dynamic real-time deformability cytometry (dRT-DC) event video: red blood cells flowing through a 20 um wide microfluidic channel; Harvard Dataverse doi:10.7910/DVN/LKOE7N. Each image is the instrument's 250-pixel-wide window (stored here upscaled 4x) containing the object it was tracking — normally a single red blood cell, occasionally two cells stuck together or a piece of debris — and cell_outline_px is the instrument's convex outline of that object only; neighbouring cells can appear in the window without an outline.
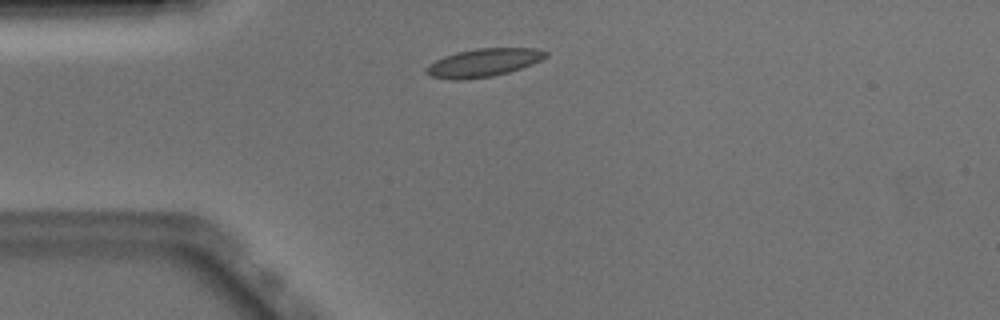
{"species": "Egyptian fruit bat (a non-hibernating species)", "species_latin": "Rousettus aegyptiacus", "temperature_condition": "warm", "stored_images_in_passage": 43, "camera_frame_rate_fps": 3000, "um_per_image_px": 0.085, "animal": {"sex": "male"}, "frame": {"image": 1, "passage_image": 4, "time_ms": 1.0, "image_size_px": [1000, 320], "cell_outline_px": [[548, 56], [532, 64], [508, 72], [492, 76], [432, 76], [424, 72], [424, 68], [436, 60], [444, 56], [456, 52], [476, 48], [536, 48], [548, 52]], "centroid_in_image_um": [41.19, 5.25], "position_along_channel_um": 43.8, "area_um2": 18.55}}
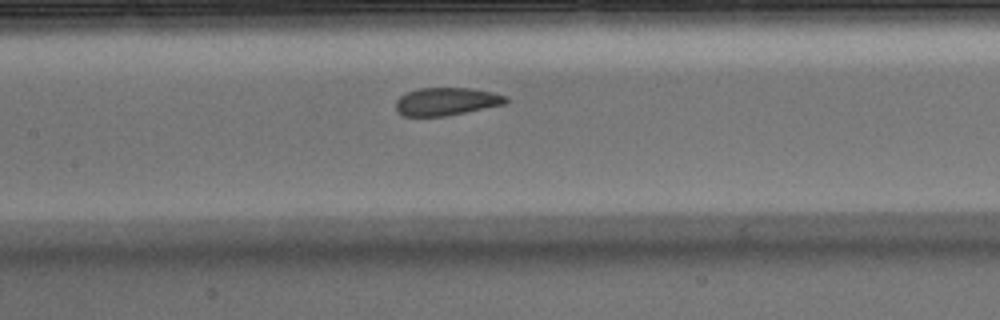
{"frame": {"image": 2, "passage_image": 15, "time_ms": 4.667, "image_size_px": [1000, 320], "cell_outline_px": [[508, 100], [504, 104], [444, 116], [400, 116], [396, 112], [396, 100], [400, 96], [408, 92], [420, 88], [472, 88], [492, 92], [508, 96]], "centroid_in_image_um": [37.91, 8.62], "position_along_channel_um": 169.5, "area_um2": 17.8}}
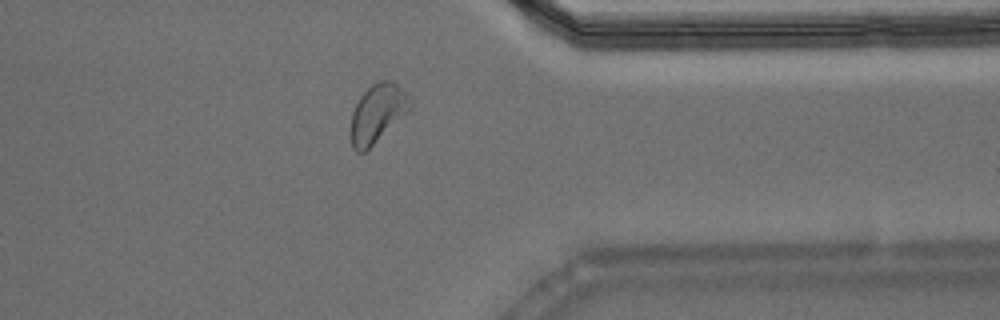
{"frame": {"image": 3, "passage_image": 32, "time_ms": 10.333, "image_size_px": [1000, 320], "cell_outline_px": [[412, 108], [364, 152], [356, 152], [352, 148], [352, 112], [360, 96], [372, 84], [380, 80], [392, 80], [404, 92], [412, 104]], "centroid_in_image_um": [32.08, 9.61], "position_along_channel_um": 379.3, "area_um2": 19.59}, "authors_computed_cell_mechanics": {"area_um2": 19.074, "velocity_mm_per_s": 3.869, "shape_relaxation_time_tau1_ms": 5.0991, "shape_relaxation_time_tau2_ms": 1.3313, "deformation_change_tau1": 0.1114, "deformation_change_tau2": 0.053}}